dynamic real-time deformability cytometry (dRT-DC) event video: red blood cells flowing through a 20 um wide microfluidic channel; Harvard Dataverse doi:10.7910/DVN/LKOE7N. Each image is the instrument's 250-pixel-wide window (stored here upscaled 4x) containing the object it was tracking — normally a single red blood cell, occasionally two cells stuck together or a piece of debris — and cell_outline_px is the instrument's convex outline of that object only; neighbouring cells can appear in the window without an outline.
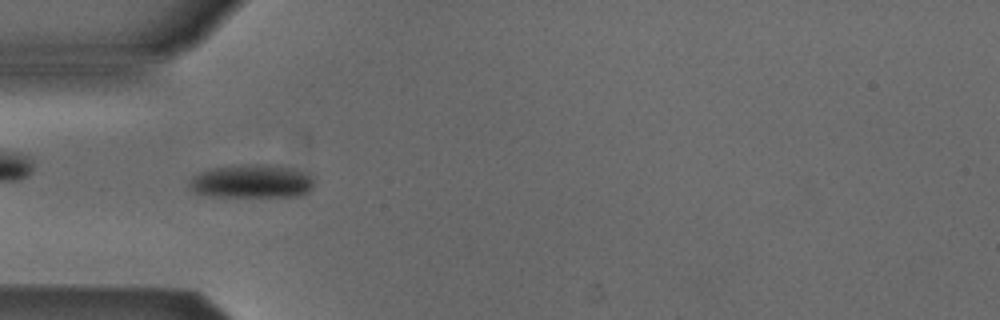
{"species": "Egyptian fruit bat (a non-hibernating species)", "species_latin": "Rousettus aegyptiacus", "temperature_condition": "cold", "stored_images_in_passage": 43, "camera_frame_rate_fps": 3000, "um_per_image_px": 0.085, "animal": {"sex": "male"}, "frame": {"image": 1, "passage_image": 6, "time_ms": 1.667, "image_size_px": [1000, 320], "cell_outline_px": [[312, 188], [308, 192], [300, 196], [208, 196], [196, 192], [188, 188], [188, 184], [192, 176], [212, 168], [252, 164], [264, 164], [288, 168], [308, 172], [312, 176]], "centroid_in_image_um": [21.4, 15.42], "position_along_channel_um": 63.6, "area_um2": 24.16}}
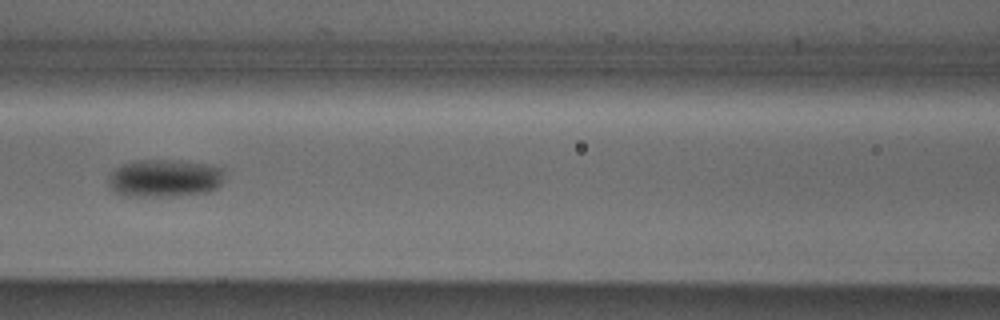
{"frame": {"image": 2, "passage_image": 13, "time_ms": 4.0, "image_size_px": [1000, 320], "cell_outline_px": [[224, 168], [220, 184], [216, 188], [208, 192], [176, 196], [124, 196], [116, 192], [108, 184], [108, 176], [116, 168], [132, 160], [176, 160], [212, 164]], "centroid_in_image_um": [14.0, 15.14], "position_along_channel_um": 152.6, "area_um2": 25.72}}
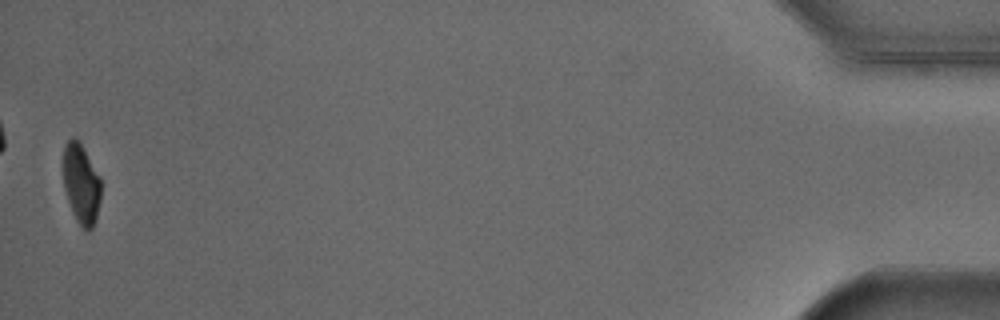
{"frame": {"image": 3, "passage_image": 42, "time_ms": 13.667, "image_size_px": [1000, 320], "cell_outline_px": [[100, 200], [96, 220], [92, 228], [88, 232], [76, 220], [72, 212], [64, 188], [64, 148], [68, 140], [72, 136], [80, 144], [100, 176]], "centroid_in_image_um": [6.91, 15.67], "position_along_channel_um": 428.3, "area_um2": 17.22}, "authors_computed_cell_mechanics": {"area_um2": 22.1374, "velocity_mm_per_s": 3.8629, "shape_relaxation_time_tau1_ms": 2.989, "shape_relaxation_time_tau2_ms": null, "deformation_change_tau1": 0.1061, "deformation_change_tau2": null}}